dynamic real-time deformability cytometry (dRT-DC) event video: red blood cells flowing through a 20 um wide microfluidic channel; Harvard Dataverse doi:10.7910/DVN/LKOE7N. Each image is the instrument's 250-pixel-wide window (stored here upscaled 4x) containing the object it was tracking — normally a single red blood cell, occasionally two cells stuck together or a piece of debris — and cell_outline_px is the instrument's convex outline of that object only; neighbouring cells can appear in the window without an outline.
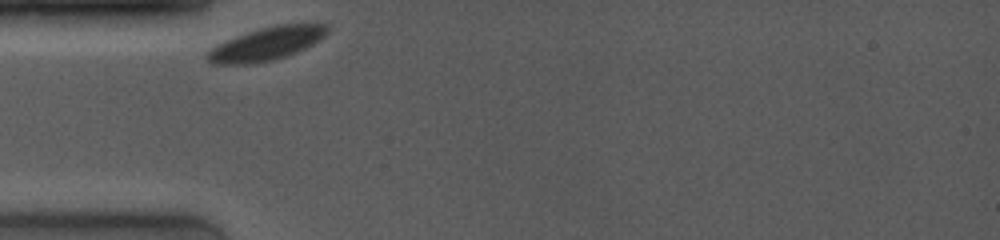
{"species": "common noctule bat (a hibernating species)", "species_latin": "Nyctalus noctula", "temperature_condition": "room temperature", "stored_images_in_passage": 58, "camera_frame_rate_fps": 4000, "um_per_image_px": 0.085, "animal": {"sex": "female", "body_mass_g": 19.0, "forearm_length_mm": 53.3}, "frame": {"image": 1, "passage_image": 1, "time_ms": 0.0, "image_size_px": [1000, 240], "cell_outline_px": [[328, 32], [320, 40], [296, 52], [272, 60], [244, 64], [216, 64], [208, 60], [204, 56], [204, 52], [216, 44], [236, 36], [260, 28], [276, 24], [328, 24]], "centroid_in_image_um": [22.61, 3.71], "position_along_channel_um": 62.4, "area_um2": 23.0}}
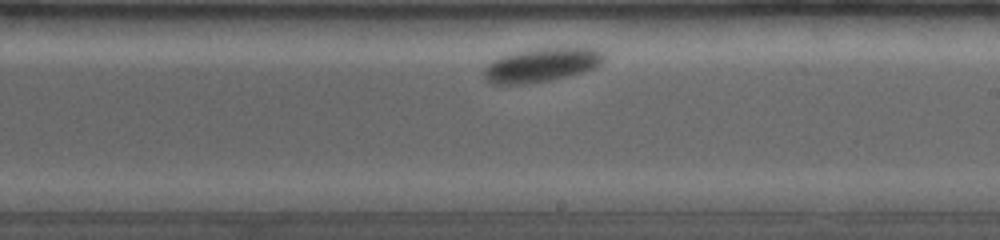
{"frame": {"image": 2, "passage_image": 32, "time_ms": 5.25, "image_size_px": [1000, 240], "cell_outline_px": [[604, 60], [596, 68], [584, 72], [568, 76], [548, 80], [524, 84], [492, 84], [484, 76], [484, 68], [492, 60], [500, 56], [516, 52], [536, 48], [596, 48], [604, 52]], "centroid_in_image_um": [46.05, 5.52], "position_along_channel_um": 242.9, "area_um2": 23.64}}
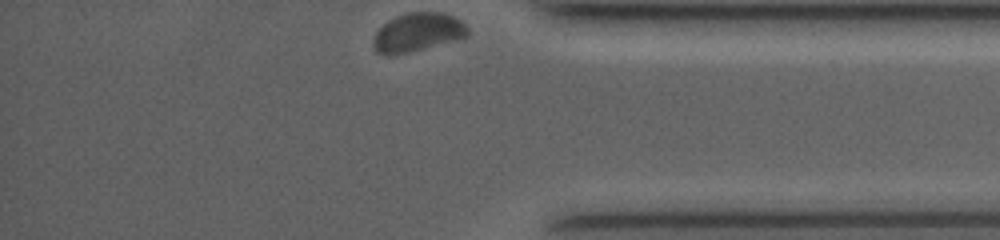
{"frame": {"image": 3, "passage_image": 58, "time_ms": 9.75, "image_size_px": [1000, 240], "cell_outline_px": [[468, 36], [460, 40], [408, 52], [376, 52], [372, 44], [372, 40], [376, 32], [388, 20], [396, 16], [408, 12], [444, 12], [460, 20], [468, 28]], "centroid_in_image_um": [35.55, 2.72], "position_along_channel_um": 399.6, "area_um2": 20.98}, "authors_computed_cell_mechanics": {"area_um2": 23.4379, "velocity_mm_per_s": 3.5081, "shape_relaxation_time_tau1_ms": 0.9739, "shape_relaxation_time_tau2_ms": null, "deformation_change_tau1": 0.0447, "deformation_change_tau2": null}}